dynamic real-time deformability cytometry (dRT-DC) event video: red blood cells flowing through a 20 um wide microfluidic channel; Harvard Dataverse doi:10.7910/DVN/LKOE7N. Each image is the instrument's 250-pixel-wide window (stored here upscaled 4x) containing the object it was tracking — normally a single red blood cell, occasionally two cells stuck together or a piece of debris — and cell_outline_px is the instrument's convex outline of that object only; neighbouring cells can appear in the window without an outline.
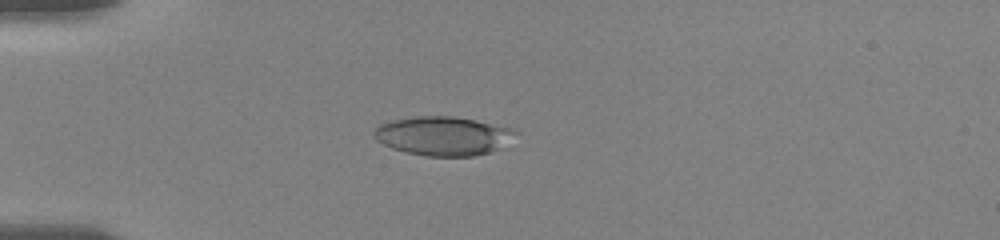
{"species": "human", "species_latin": "Homo sapiens", "temperature_condition": "room temperature", "stored_images_in_passage": 53, "camera_frame_rate_fps": 3000, "um_per_image_px": 0.085, "donor": {"sex": "female"}, "frame": {"image": 1, "passage_image": 15, "time_ms": 5.0, "image_size_px": [1000, 240], "cell_outline_px": [[516, 132], [504, 148], [472, 156], [428, 156], [408, 152], [392, 148], [376, 140], [372, 132], [380, 124], [392, 120], [416, 116], [456, 116], [516, 128]], "centroid_in_image_um": [37.7, 11.54], "position_along_channel_um": 47.3, "area_um2": 32.19}}
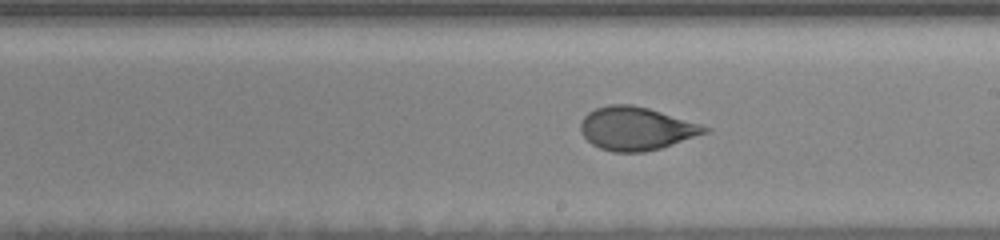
{"frame": {"image": 2, "passage_image": 31, "time_ms": 10.667, "image_size_px": [1000, 240], "cell_outline_px": [[712, 128], [708, 132], [660, 148], [644, 152], [612, 152], [600, 148], [592, 144], [580, 132], [580, 124], [584, 116], [588, 112], [596, 108], [608, 104], [632, 104], [648, 108], [700, 124]], "centroid_in_image_um": [54.04, 10.92], "position_along_channel_um": 235.0, "area_um2": 31.1}}
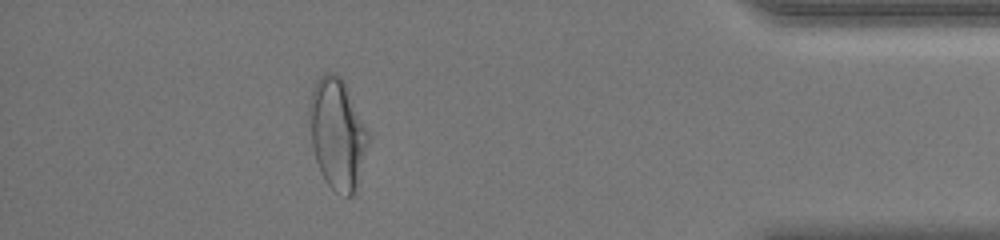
{"frame": {"image": 3, "passage_image": 48, "time_ms": 16.333, "image_size_px": [1000, 240], "cell_outline_px": [[368, 136], [356, 192], [352, 196], [348, 196], [336, 192], [328, 184], [320, 172], [316, 160], [312, 144], [308, 112], [308, 104], [312, 88], [316, 80], [324, 72], [332, 72], [340, 76], [344, 80], [368, 132]], "centroid_in_image_um": [28.63, 11.33], "position_along_channel_um": 406.6, "area_um2": 37.69}, "authors_computed_cell_mechanics": {"area_um2": 32.4836, "velocity_mm_per_s": 3.7056, "shape_relaxation_time_tau1_ms": 3.9822, "shape_relaxation_time_tau2_ms": 0.9731, "deformation_change_tau1": 0.1367, "deformation_change_tau2": 0.0621}}